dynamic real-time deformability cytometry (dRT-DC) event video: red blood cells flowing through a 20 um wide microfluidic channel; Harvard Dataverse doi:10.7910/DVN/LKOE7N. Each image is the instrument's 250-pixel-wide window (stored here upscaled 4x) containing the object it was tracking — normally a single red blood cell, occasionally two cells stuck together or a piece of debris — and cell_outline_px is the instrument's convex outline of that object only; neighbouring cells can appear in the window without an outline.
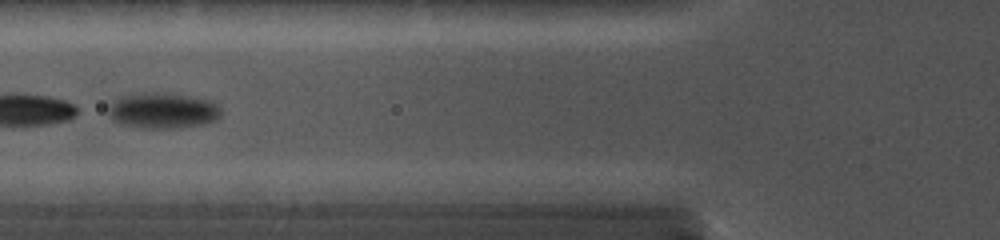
{"species": "common noctule bat (a hibernating species)", "species_latin": "Nyctalus noctula", "temperature_condition": "cold", "stored_images_in_passage": 7, "camera_frame_rate_fps": 5000, "um_per_image_px": 0.085, "animal": {"sex": "female", "body_mass_g": 19.0, "forearm_length_mm": 56.7}, "frame": {"image": 1, "passage_image": 3, "time_ms": 1.6, "image_size_px": [1000, 240], "cell_outline_px": [[220, 112], [212, 120], [200, 124], [168, 128], [144, 128], [128, 124], [116, 120], [112, 116], [112, 104], [116, 100], [128, 96], [156, 92], [204, 100], [212, 104]], "centroid_in_image_um": [13.82, 9.42], "position_along_channel_um": 112.0, "area_um2": 21.27}}